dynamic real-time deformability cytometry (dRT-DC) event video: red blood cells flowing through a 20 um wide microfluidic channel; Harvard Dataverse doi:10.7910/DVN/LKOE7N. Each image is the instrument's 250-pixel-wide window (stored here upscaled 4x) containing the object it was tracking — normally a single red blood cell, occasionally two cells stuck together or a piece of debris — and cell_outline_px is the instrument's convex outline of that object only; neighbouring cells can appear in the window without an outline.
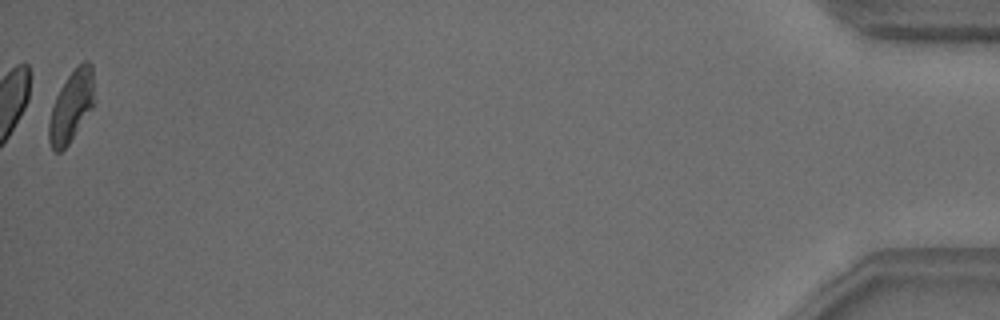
{"species": "common noctule bat (a hibernating species)", "species_latin": "Nyctalus noctula", "temperature_condition": "warm", "stored_images_in_passage": 49, "segment_of_instrument_passage": [2, 2], "camera_frame_rate_fps": 3000, "um_per_image_px": 0.085, "animal": {"sex": "male", "body_mass_g": 18.8}, "frame": {"image": 1, "passage_image": 49, "time_ms": 16.0, "image_size_px": [1000, 320], "cell_outline_px": [[92, 108], [68, 144], [60, 152], [56, 152], [52, 148], [48, 140], [48, 124], [52, 108], [56, 96], [60, 88], [68, 76], [84, 60], [88, 60], [92, 64]], "centroid_in_image_um": [6.03, 9.05], "position_along_channel_um": 429.2, "area_um2": 18.21}}